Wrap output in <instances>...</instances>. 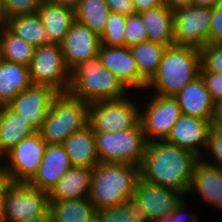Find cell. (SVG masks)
Here are the masks:
<instances>
[{
	"label": "cell",
	"mask_w": 222,
	"mask_h": 222,
	"mask_svg": "<svg viewBox=\"0 0 222 222\" xmlns=\"http://www.w3.org/2000/svg\"><path fill=\"white\" fill-rule=\"evenodd\" d=\"M209 160H204L206 163L222 169V129L211 127L209 132L207 150ZM212 156V157H211ZM211 160V161H210ZM213 162V163H212Z\"/></svg>",
	"instance_id": "obj_37"
},
{
	"label": "cell",
	"mask_w": 222,
	"mask_h": 222,
	"mask_svg": "<svg viewBox=\"0 0 222 222\" xmlns=\"http://www.w3.org/2000/svg\"><path fill=\"white\" fill-rule=\"evenodd\" d=\"M29 72L32 84L48 86L57 93H68L71 71L65 63L59 44L35 47Z\"/></svg>",
	"instance_id": "obj_7"
},
{
	"label": "cell",
	"mask_w": 222,
	"mask_h": 222,
	"mask_svg": "<svg viewBox=\"0 0 222 222\" xmlns=\"http://www.w3.org/2000/svg\"><path fill=\"white\" fill-rule=\"evenodd\" d=\"M55 4H59L63 7H68L75 10L80 2V0H49Z\"/></svg>",
	"instance_id": "obj_46"
},
{
	"label": "cell",
	"mask_w": 222,
	"mask_h": 222,
	"mask_svg": "<svg viewBox=\"0 0 222 222\" xmlns=\"http://www.w3.org/2000/svg\"><path fill=\"white\" fill-rule=\"evenodd\" d=\"M2 60L3 59H2L1 44H0V63H1Z\"/></svg>",
	"instance_id": "obj_51"
},
{
	"label": "cell",
	"mask_w": 222,
	"mask_h": 222,
	"mask_svg": "<svg viewBox=\"0 0 222 222\" xmlns=\"http://www.w3.org/2000/svg\"><path fill=\"white\" fill-rule=\"evenodd\" d=\"M211 127L222 129V99L214 102Z\"/></svg>",
	"instance_id": "obj_43"
},
{
	"label": "cell",
	"mask_w": 222,
	"mask_h": 222,
	"mask_svg": "<svg viewBox=\"0 0 222 222\" xmlns=\"http://www.w3.org/2000/svg\"><path fill=\"white\" fill-rule=\"evenodd\" d=\"M129 48L137 64L140 77L148 84L157 73L166 46L147 40Z\"/></svg>",
	"instance_id": "obj_29"
},
{
	"label": "cell",
	"mask_w": 222,
	"mask_h": 222,
	"mask_svg": "<svg viewBox=\"0 0 222 222\" xmlns=\"http://www.w3.org/2000/svg\"><path fill=\"white\" fill-rule=\"evenodd\" d=\"M185 196L181 199V201L177 204L175 210L161 217L160 219L153 220L151 222H200L197 218V215L191 214L190 216L184 213L186 212L185 208L187 207V201L185 200ZM187 215V216H186Z\"/></svg>",
	"instance_id": "obj_39"
},
{
	"label": "cell",
	"mask_w": 222,
	"mask_h": 222,
	"mask_svg": "<svg viewBox=\"0 0 222 222\" xmlns=\"http://www.w3.org/2000/svg\"><path fill=\"white\" fill-rule=\"evenodd\" d=\"M198 160L196 155L165 140L148 142L139 166L140 178L186 196Z\"/></svg>",
	"instance_id": "obj_1"
},
{
	"label": "cell",
	"mask_w": 222,
	"mask_h": 222,
	"mask_svg": "<svg viewBox=\"0 0 222 222\" xmlns=\"http://www.w3.org/2000/svg\"><path fill=\"white\" fill-rule=\"evenodd\" d=\"M89 222H102V221H101V218H100L97 214H95V215L90 219Z\"/></svg>",
	"instance_id": "obj_50"
},
{
	"label": "cell",
	"mask_w": 222,
	"mask_h": 222,
	"mask_svg": "<svg viewBox=\"0 0 222 222\" xmlns=\"http://www.w3.org/2000/svg\"><path fill=\"white\" fill-rule=\"evenodd\" d=\"M139 167L129 163H102L93 168L88 199L96 210L125 204L133 198Z\"/></svg>",
	"instance_id": "obj_3"
},
{
	"label": "cell",
	"mask_w": 222,
	"mask_h": 222,
	"mask_svg": "<svg viewBox=\"0 0 222 222\" xmlns=\"http://www.w3.org/2000/svg\"><path fill=\"white\" fill-rule=\"evenodd\" d=\"M140 109V124L147 142L165 140L173 125L183 115L175 97L151 95Z\"/></svg>",
	"instance_id": "obj_11"
},
{
	"label": "cell",
	"mask_w": 222,
	"mask_h": 222,
	"mask_svg": "<svg viewBox=\"0 0 222 222\" xmlns=\"http://www.w3.org/2000/svg\"><path fill=\"white\" fill-rule=\"evenodd\" d=\"M199 48L171 45L163 52L156 75L147 84L156 95L175 97L187 84L200 76Z\"/></svg>",
	"instance_id": "obj_2"
},
{
	"label": "cell",
	"mask_w": 222,
	"mask_h": 222,
	"mask_svg": "<svg viewBox=\"0 0 222 222\" xmlns=\"http://www.w3.org/2000/svg\"><path fill=\"white\" fill-rule=\"evenodd\" d=\"M23 222H52V215L49 210L46 214L40 215L38 217Z\"/></svg>",
	"instance_id": "obj_49"
},
{
	"label": "cell",
	"mask_w": 222,
	"mask_h": 222,
	"mask_svg": "<svg viewBox=\"0 0 222 222\" xmlns=\"http://www.w3.org/2000/svg\"><path fill=\"white\" fill-rule=\"evenodd\" d=\"M175 98L183 115L211 122L214 101L201 76L187 84Z\"/></svg>",
	"instance_id": "obj_20"
},
{
	"label": "cell",
	"mask_w": 222,
	"mask_h": 222,
	"mask_svg": "<svg viewBox=\"0 0 222 222\" xmlns=\"http://www.w3.org/2000/svg\"><path fill=\"white\" fill-rule=\"evenodd\" d=\"M47 143L36 132L22 139L4 156L3 165L11 183H28L37 173ZM8 160V162H7Z\"/></svg>",
	"instance_id": "obj_9"
},
{
	"label": "cell",
	"mask_w": 222,
	"mask_h": 222,
	"mask_svg": "<svg viewBox=\"0 0 222 222\" xmlns=\"http://www.w3.org/2000/svg\"><path fill=\"white\" fill-rule=\"evenodd\" d=\"M0 222H6L5 188L0 192Z\"/></svg>",
	"instance_id": "obj_48"
},
{
	"label": "cell",
	"mask_w": 222,
	"mask_h": 222,
	"mask_svg": "<svg viewBox=\"0 0 222 222\" xmlns=\"http://www.w3.org/2000/svg\"><path fill=\"white\" fill-rule=\"evenodd\" d=\"M37 131L7 106H0V159L22 139Z\"/></svg>",
	"instance_id": "obj_25"
},
{
	"label": "cell",
	"mask_w": 222,
	"mask_h": 222,
	"mask_svg": "<svg viewBox=\"0 0 222 222\" xmlns=\"http://www.w3.org/2000/svg\"><path fill=\"white\" fill-rule=\"evenodd\" d=\"M71 167L62 144H47L39 169L28 184L49 193Z\"/></svg>",
	"instance_id": "obj_18"
},
{
	"label": "cell",
	"mask_w": 222,
	"mask_h": 222,
	"mask_svg": "<svg viewBox=\"0 0 222 222\" xmlns=\"http://www.w3.org/2000/svg\"><path fill=\"white\" fill-rule=\"evenodd\" d=\"M140 105L127 96L116 100L89 104L88 124L93 131L119 132L134 127L140 121Z\"/></svg>",
	"instance_id": "obj_8"
},
{
	"label": "cell",
	"mask_w": 222,
	"mask_h": 222,
	"mask_svg": "<svg viewBox=\"0 0 222 222\" xmlns=\"http://www.w3.org/2000/svg\"><path fill=\"white\" fill-rule=\"evenodd\" d=\"M127 91L123 83L102 66L99 54L81 62L71 71L68 93L88 104L121 99L126 97Z\"/></svg>",
	"instance_id": "obj_4"
},
{
	"label": "cell",
	"mask_w": 222,
	"mask_h": 222,
	"mask_svg": "<svg viewBox=\"0 0 222 222\" xmlns=\"http://www.w3.org/2000/svg\"><path fill=\"white\" fill-rule=\"evenodd\" d=\"M210 129V121L182 115L173 125L165 141L201 159L206 154L201 148L207 150Z\"/></svg>",
	"instance_id": "obj_14"
},
{
	"label": "cell",
	"mask_w": 222,
	"mask_h": 222,
	"mask_svg": "<svg viewBox=\"0 0 222 222\" xmlns=\"http://www.w3.org/2000/svg\"><path fill=\"white\" fill-rule=\"evenodd\" d=\"M52 222H89L97 210L93 203L86 198L50 201Z\"/></svg>",
	"instance_id": "obj_28"
},
{
	"label": "cell",
	"mask_w": 222,
	"mask_h": 222,
	"mask_svg": "<svg viewBox=\"0 0 222 222\" xmlns=\"http://www.w3.org/2000/svg\"><path fill=\"white\" fill-rule=\"evenodd\" d=\"M93 169L71 167L49 192V201H67L88 197Z\"/></svg>",
	"instance_id": "obj_23"
},
{
	"label": "cell",
	"mask_w": 222,
	"mask_h": 222,
	"mask_svg": "<svg viewBox=\"0 0 222 222\" xmlns=\"http://www.w3.org/2000/svg\"><path fill=\"white\" fill-rule=\"evenodd\" d=\"M32 85L29 67L2 60L0 63V106L8 105Z\"/></svg>",
	"instance_id": "obj_26"
},
{
	"label": "cell",
	"mask_w": 222,
	"mask_h": 222,
	"mask_svg": "<svg viewBox=\"0 0 222 222\" xmlns=\"http://www.w3.org/2000/svg\"><path fill=\"white\" fill-rule=\"evenodd\" d=\"M220 2L221 0H191V5L212 8Z\"/></svg>",
	"instance_id": "obj_47"
},
{
	"label": "cell",
	"mask_w": 222,
	"mask_h": 222,
	"mask_svg": "<svg viewBox=\"0 0 222 222\" xmlns=\"http://www.w3.org/2000/svg\"><path fill=\"white\" fill-rule=\"evenodd\" d=\"M125 23V15L111 12L105 29L100 35L101 45L110 47L126 46Z\"/></svg>",
	"instance_id": "obj_33"
},
{
	"label": "cell",
	"mask_w": 222,
	"mask_h": 222,
	"mask_svg": "<svg viewBox=\"0 0 222 222\" xmlns=\"http://www.w3.org/2000/svg\"><path fill=\"white\" fill-rule=\"evenodd\" d=\"M98 54L102 66L114 74L129 90H146L147 83L140 77L137 64L128 46L100 45Z\"/></svg>",
	"instance_id": "obj_16"
},
{
	"label": "cell",
	"mask_w": 222,
	"mask_h": 222,
	"mask_svg": "<svg viewBox=\"0 0 222 222\" xmlns=\"http://www.w3.org/2000/svg\"><path fill=\"white\" fill-rule=\"evenodd\" d=\"M59 45L65 63L72 71L81 62L98 54L101 41L97 33L75 20Z\"/></svg>",
	"instance_id": "obj_15"
},
{
	"label": "cell",
	"mask_w": 222,
	"mask_h": 222,
	"mask_svg": "<svg viewBox=\"0 0 222 222\" xmlns=\"http://www.w3.org/2000/svg\"><path fill=\"white\" fill-rule=\"evenodd\" d=\"M75 20L88 26L99 36L103 33L111 10L104 0H80Z\"/></svg>",
	"instance_id": "obj_31"
},
{
	"label": "cell",
	"mask_w": 222,
	"mask_h": 222,
	"mask_svg": "<svg viewBox=\"0 0 222 222\" xmlns=\"http://www.w3.org/2000/svg\"><path fill=\"white\" fill-rule=\"evenodd\" d=\"M164 5H166L171 11H176L191 5V0H163Z\"/></svg>",
	"instance_id": "obj_44"
},
{
	"label": "cell",
	"mask_w": 222,
	"mask_h": 222,
	"mask_svg": "<svg viewBox=\"0 0 222 222\" xmlns=\"http://www.w3.org/2000/svg\"><path fill=\"white\" fill-rule=\"evenodd\" d=\"M3 24L16 36L34 47L51 44L37 13L6 19Z\"/></svg>",
	"instance_id": "obj_27"
},
{
	"label": "cell",
	"mask_w": 222,
	"mask_h": 222,
	"mask_svg": "<svg viewBox=\"0 0 222 222\" xmlns=\"http://www.w3.org/2000/svg\"><path fill=\"white\" fill-rule=\"evenodd\" d=\"M183 196L178 191L150 184L139 178L133 197L141 204L149 219L153 221L172 213Z\"/></svg>",
	"instance_id": "obj_17"
},
{
	"label": "cell",
	"mask_w": 222,
	"mask_h": 222,
	"mask_svg": "<svg viewBox=\"0 0 222 222\" xmlns=\"http://www.w3.org/2000/svg\"><path fill=\"white\" fill-rule=\"evenodd\" d=\"M57 95L58 93L48 86L32 84L6 106L17 115L23 116L38 132Z\"/></svg>",
	"instance_id": "obj_13"
},
{
	"label": "cell",
	"mask_w": 222,
	"mask_h": 222,
	"mask_svg": "<svg viewBox=\"0 0 222 222\" xmlns=\"http://www.w3.org/2000/svg\"><path fill=\"white\" fill-rule=\"evenodd\" d=\"M2 59L29 67L35 47L14 35L3 23L0 24Z\"/></svg>",
	"instance_id": "obj_30"
},
{
	"label": "cell",
	"mask_w": 222,
	"mask_h": 222,
	"mask_svg": "<svg viewBox=\"0 0 222 222\" xmlns=\"http://www.w3.org/2000/svg\"><path fill=\"white\" fill-rule=\"evenodd\" d=\"M147 32L149 41L166 47L174 45L173 11L166 5L139 13Z\"/></svg>",
	"instance_id": "obj_24"
},
{
	"label": "cell",
	"mask_w": 222,
	"mask_h": 222,
	"mask_svg": "<svg viewBox=\"0 0 222 222\" xmlns=\"http://www.w3.org/2000/svg\"><path fill=\"white\" fill-rule=\"evenodd\" d=\"M37 14L48 34L49 42L60 44L75 21V11L43 0Z\"/></svg>",
	"instance_id": "obj_22"
},
{
	"label": "cell",
	"mask_w": 222,
	"mask_h": 222,
	"mask_svg": "<svg viewBox=\"0 0 222 222\" xmlns=\"http://www.w3.org/2000/svg\"><path fill=\"white\" fill-rule=\"evenodd\" d=\"M10 183L5 171L3 160L0 159V192Z\"/></svg>",
	"instance_id": "obj_45"
},
{
	"label": "cell",
	"mask_w": 222,
	"mask_h": 222,
	"mask_svg": "<svg viewBox=\"0 0 222 222\" xmlns=\"http://www.w3.org/2000/svg\"><path fill=\"white\" fill-rule=\"evenodd\" d=\"M210 7L190 5L173 12L174 42L200 48L208 44Z\"/></svg>",
	"instance_id": "obj_12"
},
{
	"label": "cell",
	"mask_w": 222,
	"mask_h": 222,
	"mask_svg": "<svg viewBox=\"0 0 222 222\" xmlns=\"http://www.w3.org/2000/svg\"><path fill=\"white\" fill-rule=\"evenodd\" d=\"M72 167L93 169L100 163L96 150L94 131L88 124L83 129L71 134L62 143Z\"/></svg>",
	"instance_id": "obj_21"
},
{
	"label": "cell",
	"mask_w": 222,
	"mask_h": 222,
	"mask_svg": "<svg viewBox=\"0 0 222 222\" xmlns=\"http://www.w3.org/2000/svg\"><path fill=\"white\" fill-rule=\"evenodd\" d=\"M125 37L126 46L128 47L148 40L147 32L139 13L126 16Z\"/></svg>",
	"instance_id": "obj_36"
},
{
	"label": "cell",
	"mask_w": 222,
	"mask_h": 222,
	"mask_svg": "<svg viewBox=\"0 0 222 222\" xmlns=\"http://www.w3.org/2000/svg\"><path fill=\"white\" fill-rule=\"evenodd\" d=\"M200 72L222 73V43L207 44L199 48Z\"/></svg>",
	"instance_id": "obj_35"
},
{
	"label": "cell",
	"mask_w": 222,
	"mask_h": 222,
	"mask_svg": "<svg viewBox=\"0 0 222 222\" xmlns=\"http://www.w3.org/2000/svg\"><path fill=\"white\" fill-rule=\"evenodd\" d=\"M111 12L119 13L125 16L135 15L137 11L135 9L132 0H104Z\"/></svg>",
	"instance_id": "obj_41"
},
{
	"label": "cell",
	"mask_w": 222,
	"mask_h": 222,
	"mask_svg": "<svg viewBox=\"0 0 222 222\" xmlns=\"http://www.w3.org/2000/svg\"><path fill=\"white\" fill-rule=\"evenodd\" d=\"M137 13L163 5V0H132Z\"/></svg>",
	"instance_id": "obj_42"
},
{
	"label": "cell",
	"mask_w": 222,
	"mask_h": 222,
	"mask_svg": "<svg viewBox=\"0 0 222 222\" xmlns=\"http://www.w3.org/2000/svg\"><path fill=\"white\" fill-rule=\"evenodd\" d=\"M204 159L205 156L194 166L188 194H197L203 202L222 209V169L206 163Z\"/></svg>",
	"instance_id": "obj_19"
},
{
	"label": "cell",
	"mask_w": 222,
	"mask_h": 222,
	"mask_svg": "<svg viewBox=\"0 0 222 222\" xmlns=\"http://www.w3.org/2000/svg\"><path fill=\"white\" fill-rule=\"evenodd\" d=\"M102 222H151L141 204L133 197L125 204L104 208L96 212Z\"/></svg>",
	"instance_id": "obj_32"
},
{
	"label": "cell",
	"mask_w": 222,
	"mask_h": 222,
	"mask_svg": "<svg viewBox=\"0 0 222 222\" xmlns=\"http://www.w3.org/2000/svg\"><path fill=\"white\" fill-rule=\"evenodd\" d=\"M43 0H1V23L10 17L37 13Z\"/></svg>",
	"instance_id": "obj_34"
},
{
	"label": "cell",
	"mask_w": 222,
	"mask_h": 222,
	"mask_svg": "<svg viewBox=\"0 0 222 222\" xmlns=\"http://www.w3.org/2000/svg\"><path fill=\"white\" fill-rule=\"evenodd\" d=\"M212 9V18L208 35V44L222 43V0Z\"/></svg>",
	"instance_id": "obj_38"
},
{
	"label": "cell",
	"mask_w": 222,
	"mask_h": 222,
	"mask_svg": "<svg viewBox=\"0 0 222 222\" xmlns=\"http://www.w3.org/2000/svg\"><path fill=\"white\" fill-rule=\"evenodd\" d=\"M6 222H23L50 210L49 193L28 183H9L5 187Z\"/></svg>",
	"instance_id": "obj_10"
},
{
	"label": "cell",
	"mask_w": 222,
	"mask_h": 222,
	"mask_svg": "<svg viewBox=\"0 0 222 222\" xmlns=\"http://www.w3.org/2000/svg\"><path fill=\"white\" fill-rule=\"evenodd\" d=\"M213 101L222 99V73L200 72Z\"/></svg>",
	"instance_id": "obj_40"
},
{
	"label": "cell",
	"mask_w": 222,
	"mask_h": 222,
	"mask_svg": "<svg viewBox=\"0 0 222 222\" xmlns=\"http://www.w3.org/2000/svg\"><path fill=\"white\" fill-rule=\"evenodd\" d=\"M0 24H1V0H0Z\"/></svg>",
	"instance_id": "obj_52"
},
{
	"label": "cell",
	"mask_w": 222,
	"mask_h": 222,
	"mask_svg": "<svg viewBox=\"0 0 222 222\" xmlns=\"http://www.w3.org/2000/svg\"><path fill=\"white\" fill-rule=\"evenodd\" d=\"M89 104L69 93H58L38 133L47 144H62L88 125Z\"/></svg>",
	"instance_id": "obj_5"
},
{
	"label": "cell",
	"mask_w": 222,
	"mask_h": 222,
	"mask_svg": "<svg viewBox=\"0 0 222 222\" xmlns=\"http://www.w3.org/2000/svg\"><path fill=\"white\" fill-rule=\"evenodd\" d=\"M96 150L102 163H129L139 167L147 140L140 121L132 128L119 132L94 131Z\"/></svg>",
	"instance_id": "obj_6"
}]
</instances>
